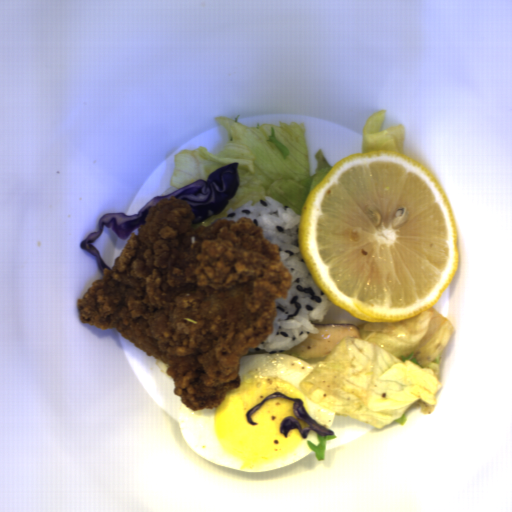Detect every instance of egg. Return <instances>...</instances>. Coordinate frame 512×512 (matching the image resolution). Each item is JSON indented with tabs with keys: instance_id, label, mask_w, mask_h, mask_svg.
<instances>
[{
	"instance_id": "obj_1",
	"label": "egg",
	"mask_w": 512,
	"mask_h": 512,
	"mask_svg": "<svg viewBox=\"0 0 512 512\" xmlns=\"http://www.w3.org/2000/svg\"><path fill=\"white\" fill-rule=\"evenodd\" d=\"M313 369L286 353L243 355L240 385L228 391L222 405L191 411L181 402L180 431L186 443L206 461L244 472L284 468L304 458L314 451L308 441L319 445L318 432L310 430L308 438L294 428L287 437L280 433L285 417L296 419L301 429L310 426L294 414V401L279 396L267 399L251 416L257 425H251L246 415L271 394L281 392L302 399L309 416L331 431L336 413L318 407L299 386Z\"/></svg>"
}]
</instances>
